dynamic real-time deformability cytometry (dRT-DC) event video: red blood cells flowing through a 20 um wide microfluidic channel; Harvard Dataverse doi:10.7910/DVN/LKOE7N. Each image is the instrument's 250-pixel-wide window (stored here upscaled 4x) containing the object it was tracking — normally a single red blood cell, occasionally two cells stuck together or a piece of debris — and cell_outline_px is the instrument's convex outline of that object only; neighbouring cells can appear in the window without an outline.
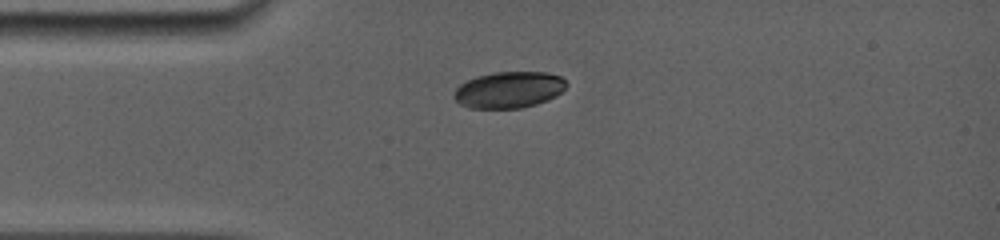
{"species": "common noctule bat (a hibernating species)", "species_latin": "Nyctalus noctula", "temperature_condition": "room temperature", "stored_images_in_passage": 2, "camera_frame_rate_fps": 5000, "um_per_image_px": 0.085, "animal": {"sex": "female", "body_mass_g": 19.0, "forearm_length_mm": 56.7}, "frame": {"image": 1, "passage_image": 1, "time_ms": 0.0, "image_size_px": [1000, 240], "cell_outline_px": [[568, 84], [556, 96], [548, 100], [536, 104], [520, 108], [468, 108], [460, 104], [456, 100], [456, 88], [460, 84], [476, 76], [492, 72], [548, 72], [560, 76]], "centroid_in_image_um": [43.27, 7.63], "position_along_channel_um": 41.7, "area_um2": 23.76}}